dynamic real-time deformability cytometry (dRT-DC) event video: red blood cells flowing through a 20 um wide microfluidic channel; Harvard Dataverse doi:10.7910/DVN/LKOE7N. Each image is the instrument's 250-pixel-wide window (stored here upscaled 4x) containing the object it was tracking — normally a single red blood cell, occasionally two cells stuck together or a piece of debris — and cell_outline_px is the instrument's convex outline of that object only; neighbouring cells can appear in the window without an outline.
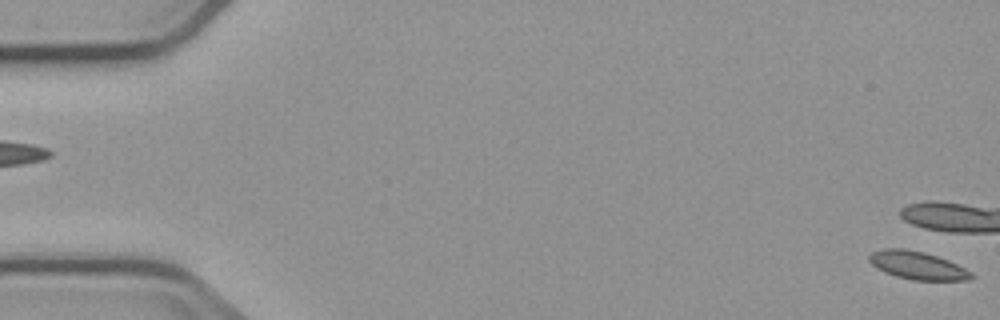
{"species": "common noctule bat (a hibernating species)", "species_latin": "Nyctalus noctula", "temperature_condition": "cold", "stored_images_in_passage": 5, "segment_of_instrument_passage": [2, 2], "camera_frame_rate_fps": 3000, "um_per_image_px": 0.085, "animal": {"sex": "male", "body_mass_g": 23.1, "forearm_length_mm": 52.7}, "frame": {"image": 1, "passage_image": 5, "time_ms": 4.667, "image_size_px": [1000, 320], "cell_outline_px": [[976, 276], [968, 280], [912, 280], [896, 276], [884, 272], [872, 264], [868, 260], [868, 256], [872, 252], [880, 248], [904, 248], [924, 252], [948, 260], [972, 272]], "centroid_in_image_um": [77.97, 22.55], "position_along_channel_um": 7.0, "area_um2": 16.7}}